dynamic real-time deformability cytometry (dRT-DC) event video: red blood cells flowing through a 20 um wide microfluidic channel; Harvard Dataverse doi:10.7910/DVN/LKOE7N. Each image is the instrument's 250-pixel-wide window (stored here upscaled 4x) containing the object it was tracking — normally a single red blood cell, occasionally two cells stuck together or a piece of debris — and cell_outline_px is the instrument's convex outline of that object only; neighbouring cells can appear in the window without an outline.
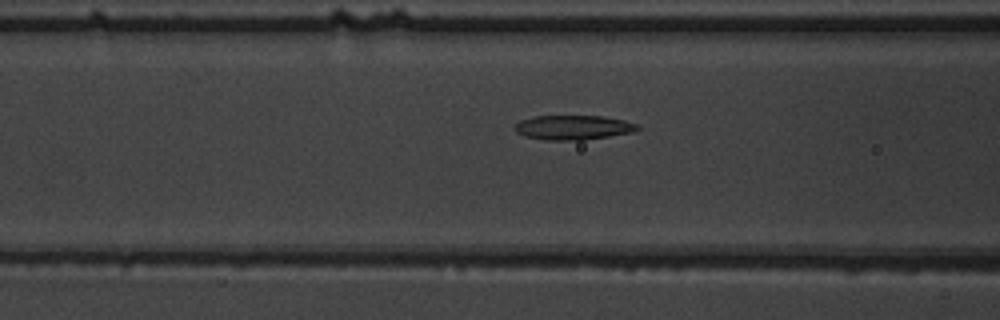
{"species": "common noctule bat (a hibernating species)", "species_latin": "Nyctalus noctula", "temperature_condition": "warm", "stored_images_in_passage": 34, "segment_of_instrument_passage": [1, 2], "camera_frame_rate_fps": 3000, "um_per_image_px": 0.085, "animal": {"sex": "male", "body_mass_g": 19.5, "forearm_length_mm": 54.6}, "frame": {"image": 1, "passage_image": 5, "time_ms": 1.333, "image_size_px": [1000, 320], "cell_outline_px": [[640, 128], [632, 132], [584, 140], [548, 140], [524, 136], [516, 132], [512, 128], [520, 120], [532, 116], [604, 116], [624, 120], [636, 124]], "centroid_in_image_um": [48.67, 10.83], "position_along_channel_um": 117.9, "area_um2": 17.51}}
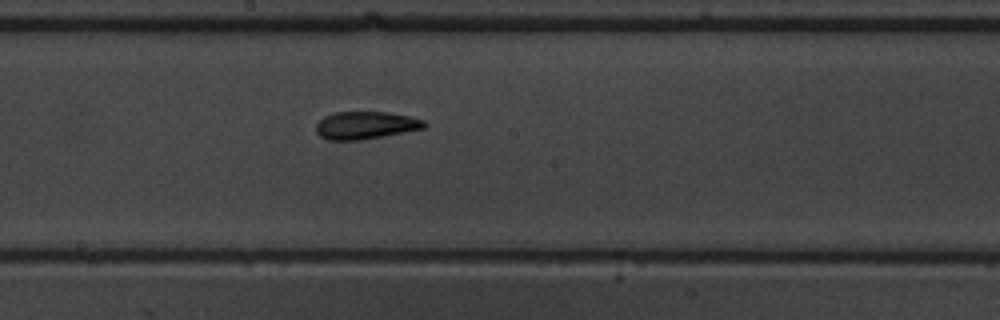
{"frame": {"image": 2, "passage_image": 13, "time_ms": 4.0, "image_size_px": [1000, 320], "cell_outline_px": [[428, 124], [424, 128], [384, 136], [360, 140], [328, 140], [320, 136], [316, 132], [316, 124], [324, 116], [336, 112], [388, 112], [408, 116], [424, 120]], "centroid_in_image_um": [31.07, 10.65], "position_along_channel_um": 217.1, "area_um2": 17.4}}
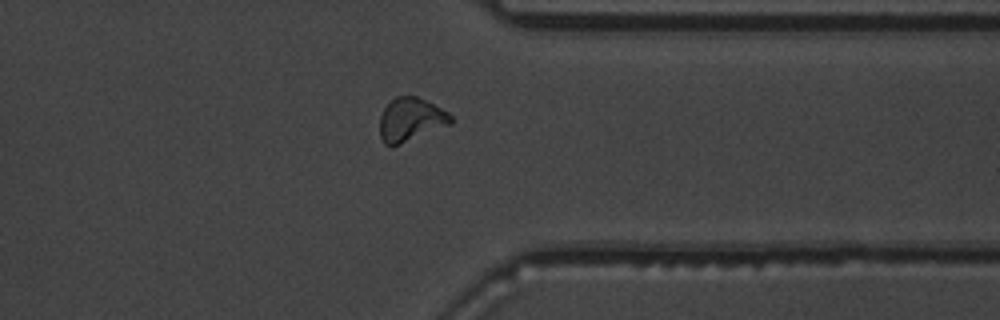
{"frame": {"image": 3, "passage_image": 26, "time_ms": 8.333, "image_size_px": [1000, 320], "cell_outline_px": [[452, 124], [392, 148], [384, 144], [380, 136], [380, 116], [384, 108], [396, 96], [416, 96], [448, 112], [452, 116]], "centroid_in_image_um": [34.9, 10.21], "position_along_channel_um": 376.5, "area_um2": 18.15}}